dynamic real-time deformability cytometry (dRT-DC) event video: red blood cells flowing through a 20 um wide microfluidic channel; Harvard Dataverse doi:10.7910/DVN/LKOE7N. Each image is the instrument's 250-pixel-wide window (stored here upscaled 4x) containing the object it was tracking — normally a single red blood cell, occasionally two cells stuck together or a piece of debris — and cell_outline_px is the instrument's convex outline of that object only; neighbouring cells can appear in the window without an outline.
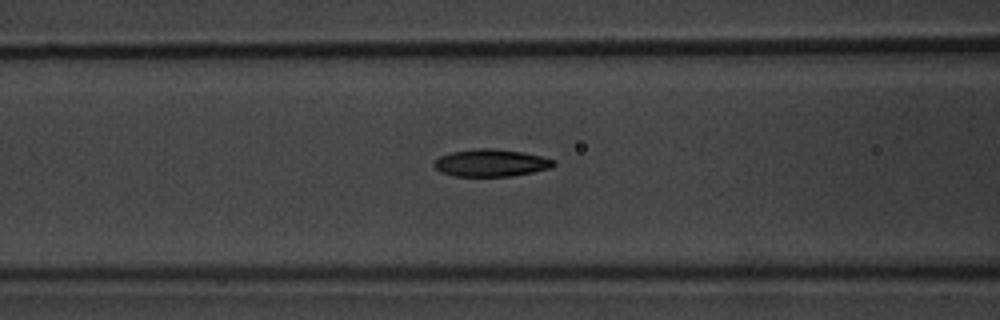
{"species": "common noctule bat (a hibernating species)", "species_latin": "Nyctalus noctula", "temperature_condition": "warm", "stored_images_in_passage": 43, "camera_frame_rate_fps": 3000, "um_per_image_px": 0.085, "animal": {"sex": "male", "body_mass_g": 20.1, "forearm_length_mm": 53.5}, "frame": {"image": 1, "passage_image": 13, "time_ms": 4.0, "image_size_px": [1000, 320], "cell_outline_px": [[556, 164], [552, 168], [512, 176], [456, 176], [440, 172], [432, 164], [440, 156], [452, 152], [480, 148], [492, 148], [520, 152], [540, 156], [556, 160]], "centroid_in_image_um": [41.75, 13.85], "position_along_channel_um": 124.9, "area_um2": 18.9}}
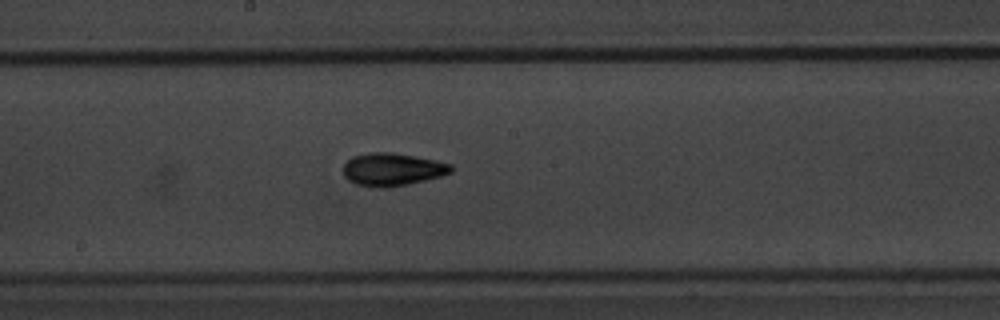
{"frame": {"image": 2, "passage_image": 20, "time_ms": 6.333, "image_size_px": [1000, 320], "cell_outline_px": [[452, 172], [440, 176], [408, 184], [388, 188], [372, 188], [356, 184], [348, 180], [344, 176], [344, 164], [352, 156], [372, 152], [392, 152], [436, 160], [452, 164]], "centroid_in_image_um": [33.33, 14.41], "position_along_channel_um": 214.9, "area_um2": 20.69}}
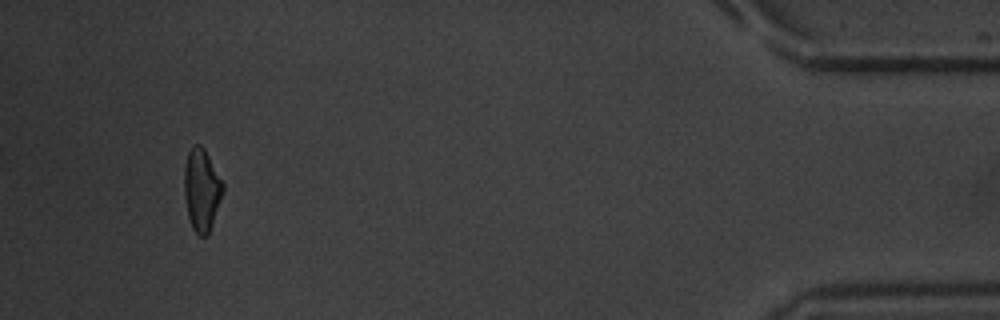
{"frame": {"image": 3, "passage_image": 41, "time_ms": 13.333, "image_size_px": [1000, 320], "cell_outline_px": [[224, 192], [208, 236], [200, 236], [192, 228], [188, 216], [184, 196], [184, 164], [188, 152], [192, 144], [200, 144], [204, 148], [224, 184]], "centroid_in_image_um": [17.14, 16.13], "position_along_channel_um": 418.1, "area_um2": 18.79}, "authors_computed_cell_mechanics": {"area_um2": 18.785, "velocity_mm_per_s": 3.8481, "shape_relaxation_time_tau1_ms": 3.4624, "shape_relaxation_time_tau2_ms": 2.8631, "deformation_change_tau1": 0.1492, "deformation_change_tau2": 0.0938}}